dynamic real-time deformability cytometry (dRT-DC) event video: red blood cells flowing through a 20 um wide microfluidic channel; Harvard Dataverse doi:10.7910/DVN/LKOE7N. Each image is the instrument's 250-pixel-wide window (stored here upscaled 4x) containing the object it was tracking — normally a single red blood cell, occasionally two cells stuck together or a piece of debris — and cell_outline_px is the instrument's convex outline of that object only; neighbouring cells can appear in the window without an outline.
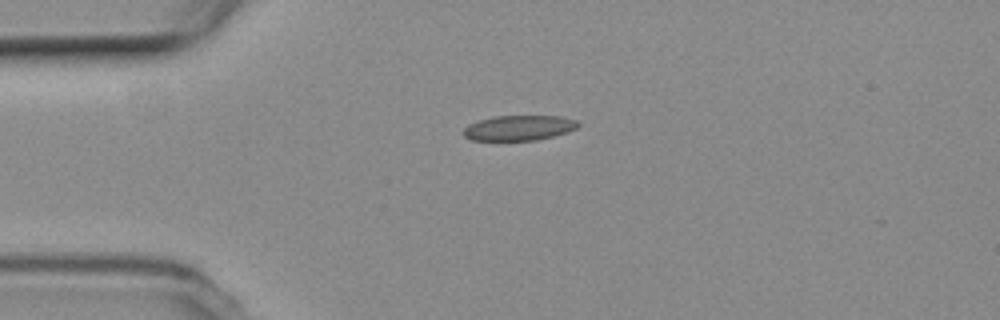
{"species": "common noctule bat (a hibernating species)", "species_latin": "Nyctalus noctula", "temperature_condition": "room temperature", "stored_images_in_passage": 2, "camera_frame_rate_fps": 3000, "um_per_image_px": 0.085, "animal": {"sex": "female", "body_mass_g": 19.3, "forearm_length_mm": 54.1}, "frame": {"image": 1, "passage_image": 2, "time_ms": 2.0, "image_size_px": [1000, 320], "cell_outline_px": [[580, 124], [576, 128], [552, 136], [536, 140], [472, 140], [464, 136], [460, 132], [468, 124], [492, 116], [560, 116], [576, 120]], "centroid_in_image_um": [44.05, 10.86], "position_along_channel_um": 40.9, "area_um2": 16.7}}